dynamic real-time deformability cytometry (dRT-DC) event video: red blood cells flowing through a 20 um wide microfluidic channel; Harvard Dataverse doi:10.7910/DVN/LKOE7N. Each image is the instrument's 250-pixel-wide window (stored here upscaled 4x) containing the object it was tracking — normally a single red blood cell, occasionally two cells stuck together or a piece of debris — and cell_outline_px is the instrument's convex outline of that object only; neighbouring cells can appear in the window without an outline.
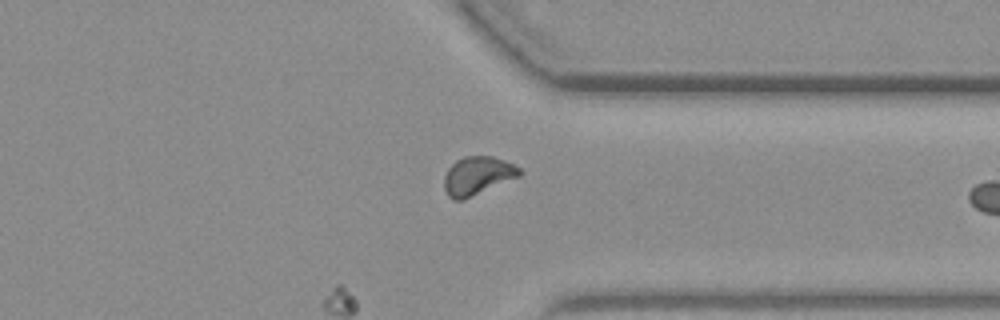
{"species": "common noctule bat (a hibernating species)", "species_latin": "Nyctalus noctula", "temperature_condition": "warm", "stored_images_in_passage": 39, "camera_frame_rate_fps": 3000, "um_per_image_px": 0.085, "animal": {"sex": "female", "body_mass_g": 19.3, "forearm_length_mm": 54.1}, "frame": {"image": 1, "passage_image": 39, "time_ms": 12.667, "image_size_px": [1000, 320], "cell_outline_px": [[524, 172], [520, 176], [464, 200], [452, 200], [448, 196], [444, 188], [444, 176], [448, 168], [456, 160], [464, 156], [492, 156], [504, 160], [520, 168]], "centroid_in_image_um": [40.58, 14.94], "position_along_channel_um": 370.8, "area_um2": 16.99}}